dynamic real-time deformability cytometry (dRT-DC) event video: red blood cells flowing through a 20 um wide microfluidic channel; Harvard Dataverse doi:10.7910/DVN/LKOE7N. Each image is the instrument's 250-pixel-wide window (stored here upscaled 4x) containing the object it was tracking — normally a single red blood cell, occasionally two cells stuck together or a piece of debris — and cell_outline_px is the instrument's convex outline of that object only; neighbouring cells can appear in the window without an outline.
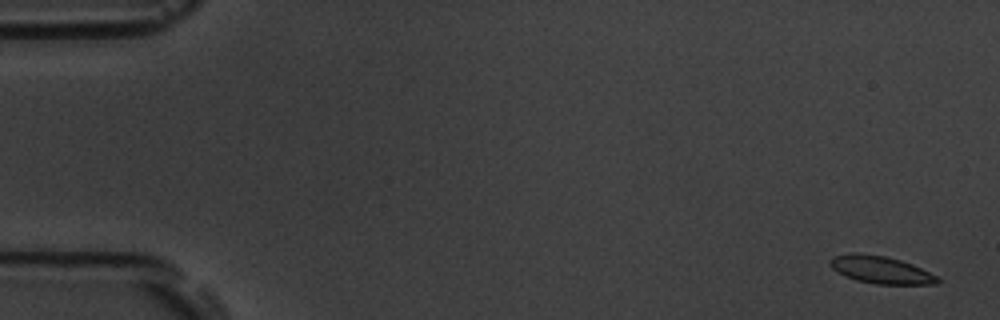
{"species": "common noctule bat (a hibernating species)", "species_latin": "Nyctalus noctula", "temperature_condition": "room temperature", "stored_images_in_passage": 54, "camera_frame_rate_fps": 3000, "um_per_image_px": 0.085, "animal": {"sex": "male", "body_mass_g": 19.5, "forearm_length_mm": 54.6}, "frame": {"image": 1, "passage_image": 1, "time_ms": 0.0, "image_size_px": [1000, 320], "cell_outline_px": [[940, 284], [876, 284], [856, 280], [844, 276], [832, 268], [828, 264], [828, 260], [832, 256], [852, 252], [884, 256], [900, 260], [912, 264], [936, 276], [940, 280]], "centroid_in_image_um": [74.81, 22.93], "position_along_channel_um": 10.2, "area_um2": 17.17}}
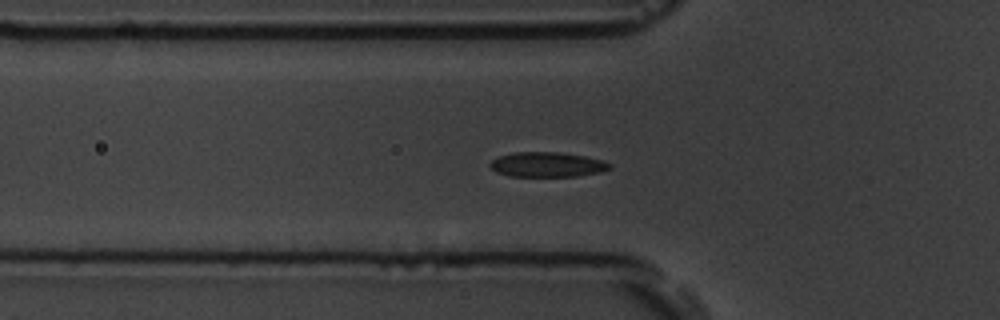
{"frame": {"image": 2, "passage_image": 18, "time_ms": 5.667, "image_size_px": [1000, 320], "cell_outline_px": [[612, 168], [600, 172], [576, 176], [508, 176], [496, 172], [488, 164], [492, 160], [500, 156], [516, 152], [560, 152], [584, 156], [600, 160], [612, 164]], "centroid_in_image_um": [46.51, 13.99], "position_along_channel_um": 79.3, "area_um2": 17.22}}
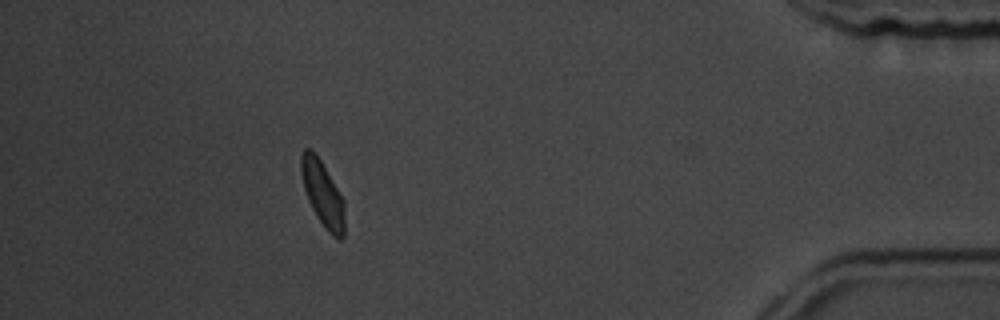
{"frame": {"image": 3, "passage_image": 49, "time_ms": 16.0, "image_size_px": [1000, 320], "cell_outline_px": [[344, 236], [340, 240], [332, 236], [328, 232], [316, 216], [308, 200], [304, 188], [300, 172], [300, 156], [304, 148], [312, 148], [320, 160], [344, 200]], "centroid_in_image_um": [27.41, 16.46], "position_along_channel_um": 407.8, "area_um2": 16.59}, "authors_computed_cell_mechanics": {"area_um2": 17.1666, "velocity_mm_per_s": 3.6973, "shape_relaxation_time_tau1_ms": 2.4352, "shape_relaxation_time_tau2_ms": 0.7714, "deformation_change_tau1": 0.0923, "deformation_change_tau2": 0.0497}}